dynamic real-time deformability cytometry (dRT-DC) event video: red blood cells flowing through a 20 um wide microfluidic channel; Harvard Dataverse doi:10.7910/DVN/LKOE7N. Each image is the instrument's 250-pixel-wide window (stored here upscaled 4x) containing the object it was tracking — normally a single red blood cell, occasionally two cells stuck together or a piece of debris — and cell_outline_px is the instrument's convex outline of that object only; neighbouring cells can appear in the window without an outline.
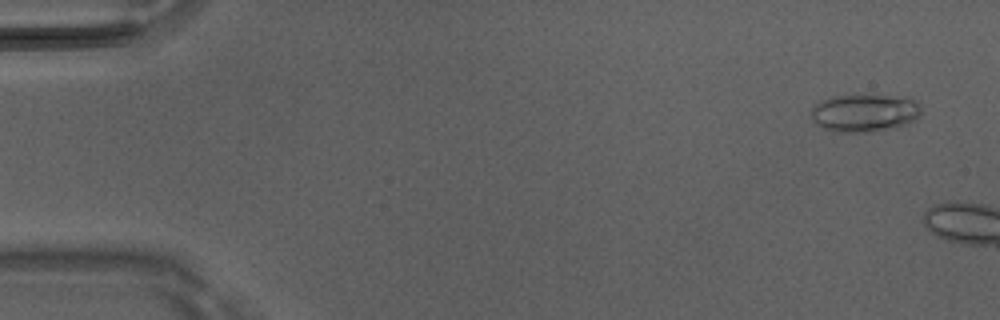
{"species": "Egyptian fruit bat (a non-hibernating species)", "species_latin": "Rousettus aegyptiacus", "temperature_condition": "room temperature", "stored_images_in_passage": 2, "camera_frame_rate_fps": 3000, "um_per_image_px": 0.085, "animal": {"sex": "male"}, "frame": {"image": 1, "passage_image": 1, "time_ms": 0.0, "image_size_px": [1000, 320], "cell_outline_px": [[920, 112], [916, 120], [908, 124], [896, 128], [868, 132], [836, 132], [824, 128], [816, 124], [812, 120], [812, 108], [820, 100], [832, 96], [912, 96], [920, 104]], "centroid_in_image_um": [73.53, 9.6], "position_along_channel_um": 11.5, "area_um2": 24.45}}